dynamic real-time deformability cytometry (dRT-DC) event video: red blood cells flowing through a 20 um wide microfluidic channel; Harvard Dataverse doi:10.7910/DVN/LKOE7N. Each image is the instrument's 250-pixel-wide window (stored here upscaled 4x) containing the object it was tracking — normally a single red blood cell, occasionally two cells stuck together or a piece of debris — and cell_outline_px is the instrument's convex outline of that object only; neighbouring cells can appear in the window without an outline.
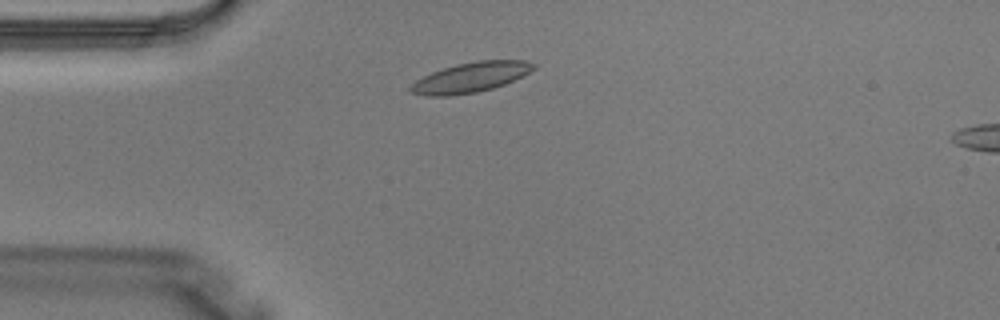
{"species": "Egyptian fruit bat (a non-hibernating species)", "species_latin": "Rousettus aegyptiacus", "temperature_condition": "warm", "stored_images_in_passage": 4, "camera_frame_rate_fps": 3000, "um_per_image_px": 0.085, "animal": {"sex": "male"}, "frame": {"image": 1, "passage_image": 4, "time_ms": 1.0, "image_size_px": [1000, 320], "cell_outline_px": [[536, 68], [504, 84], [492, 88], [476, 92], [448, 96], [428, 96], [412, 92], [408, 88], [416, 80], [432, 72], [456, 64], [476, 60], [528, 60], [536, 64]], "centroid_in_image_um": [40.01, 6.56], "position_along_channel_um": 45.0, "area_um2": 21.27}}